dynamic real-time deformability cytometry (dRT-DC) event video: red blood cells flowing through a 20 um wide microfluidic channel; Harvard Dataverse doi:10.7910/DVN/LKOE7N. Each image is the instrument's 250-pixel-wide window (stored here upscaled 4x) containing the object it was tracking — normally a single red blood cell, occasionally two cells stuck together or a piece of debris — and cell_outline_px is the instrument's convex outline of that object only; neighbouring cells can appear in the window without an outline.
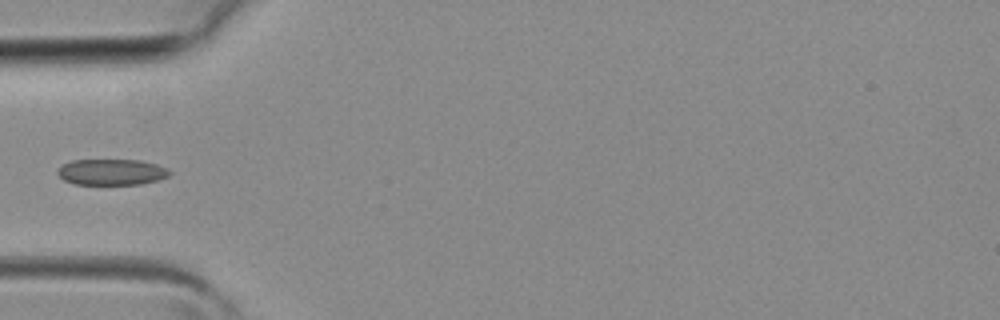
{"species": "common noctule bat (a hibernating species)", "species_latin": "Nyctalus noctula", "temperature_condition": "room temperature", "stored_images_in_passage": 3, "camera_frame_rate_fps": 3000, "um_per_image_px": 0.085, "animal": {"sex": "female", "body_mass_g": 19.3, "forearm_length_mm": 54.1}, "frame": {"image": 1, "passage_image": 3, "time_ms": 0.667, "image_size_px": [1000, 320], "cell_outline_px": [[172, 172], [168, 176], [156, 180], [140, 184], [76, 184], [64, 180], [56, 172], [64, 164], [72, 160], [140, 160], [156, 164], [168, 168]], "centroid_in_image_um": [9.51, 14.62], "position_along_channel_um": 75.5, "area_um2": 16.82}}